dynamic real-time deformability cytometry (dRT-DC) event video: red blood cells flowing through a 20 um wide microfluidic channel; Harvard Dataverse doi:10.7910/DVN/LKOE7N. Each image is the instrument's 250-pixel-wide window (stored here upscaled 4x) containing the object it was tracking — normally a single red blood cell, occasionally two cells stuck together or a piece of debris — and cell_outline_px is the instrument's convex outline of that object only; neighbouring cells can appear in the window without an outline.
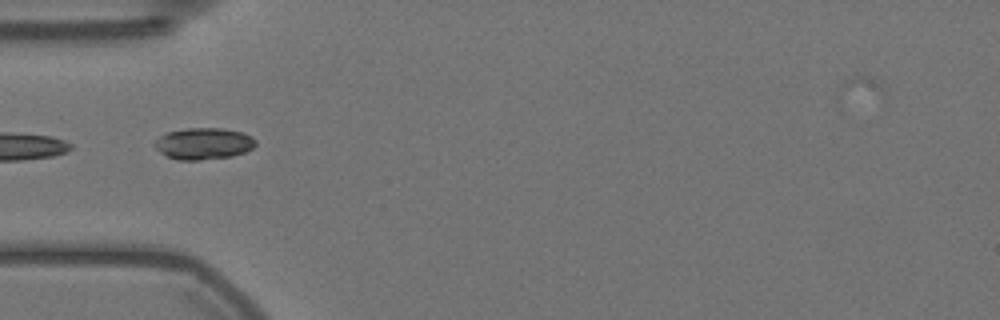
{"species": "Egyptian fruit bat (a non-hibernating species)", "species_latin": "Rousettus aegyptiacus", "temperature_condition": "warm", "stored_images_in_passage": 15, "camera_frame_rate_fps": 3000, "um_per_image_px": 0.085, "animal": {"sex": "female"}, "frame": {"image": 1, "passage_image": 1, "time_ms": 0.0, "image_size_px": [1000, 320], "cell_outline_px": [[256, 144], [252, 148], [244, 152], [232, 156], [200, 160], [176, 160], [160, 152], [152, 144], [160, 136], [168, 132], [188, 128], [224, 128], [244, 132], [252, 136], [256, 140]], "centroid_in_image_um": [17.32, 12.2], "position_along_channel_um": 67.7, "area_um2": 18.67}}